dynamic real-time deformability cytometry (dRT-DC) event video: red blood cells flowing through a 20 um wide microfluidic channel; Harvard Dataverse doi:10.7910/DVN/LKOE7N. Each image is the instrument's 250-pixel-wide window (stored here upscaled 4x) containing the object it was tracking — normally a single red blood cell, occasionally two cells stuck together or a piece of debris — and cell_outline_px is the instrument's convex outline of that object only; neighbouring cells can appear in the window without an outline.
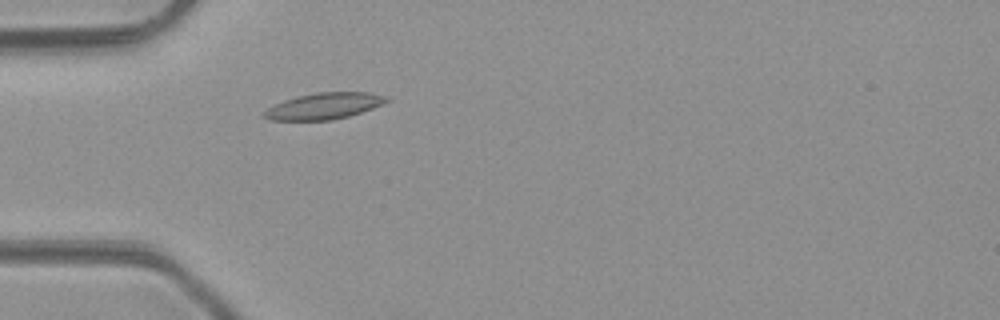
{"species": "common noctule bat (a hibernating species)", "species_latin": "Nyctalus noctula", "temperature_condition": "room temperature", "stored_images_in_passage": 3, "camera_frame_rate_fps": 3000, "um_per_image_px": 0.085, "animal": {"sex": "male", "body_mass_g": 23.1, "forearm_length_mm": 52.7}, "frame": {"image": 1, "passage_image": 3, "time_ms": 2.333, "image_size_px": [1000, 320], "cell_outline_px": [[392, 100], [372, 108], [348, 116], [332, 120], [268, 120], [264, 116], [264, 112], [268, 108], [284, 100], [296, 96], [316, 92], [368, 92], [388, 96]], "centroid_in_image_um": [27.58, 9.0], "position_along_channel_um": 57.4, "area_um2": 18.73}}